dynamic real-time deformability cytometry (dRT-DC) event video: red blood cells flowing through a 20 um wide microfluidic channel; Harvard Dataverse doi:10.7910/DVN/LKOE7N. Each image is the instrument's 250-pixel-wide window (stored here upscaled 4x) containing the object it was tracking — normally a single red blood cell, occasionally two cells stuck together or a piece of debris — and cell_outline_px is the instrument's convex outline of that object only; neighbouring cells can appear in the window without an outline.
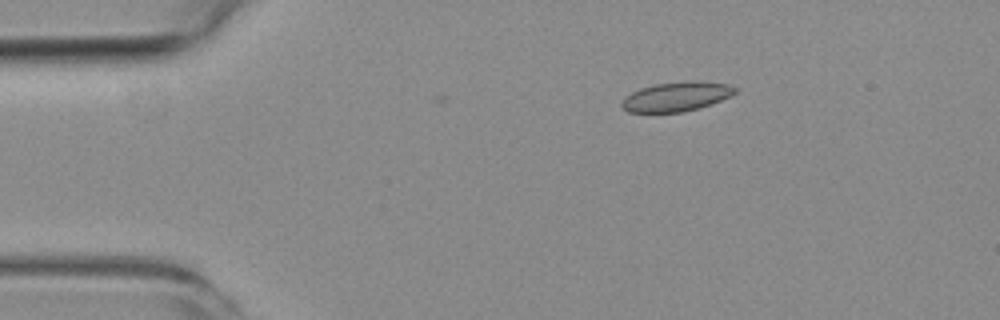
{"species": "common noctule bat (a hibernating species)", "species_latin": "Nyctalus noctula", "temperature_condition": "room temperature", "stored_images_in_passage": 6, "camera_frame_rate_fps": 3000, "um_per_image_px": 0.085, "animal": {"sex": "female", "body_mass_g": 19.3, "forearm_length_mm": 54.1}, "frame": {"image": 1, "passage_image": 2, "time_ms": 1.333, "image_size_px": [1000, 320], "cell_outline_px": [[736, 92], [720, 100], [700, 108], [680, 112], [628, 112], [620, 104], [624, 96], [640, 88], [656, 84], [728, 84], [736, 88]], "centroid_in_image_um": [57.38, 8.27], "position_along_channel_um": 27.6, "area_um2": 18.21}}
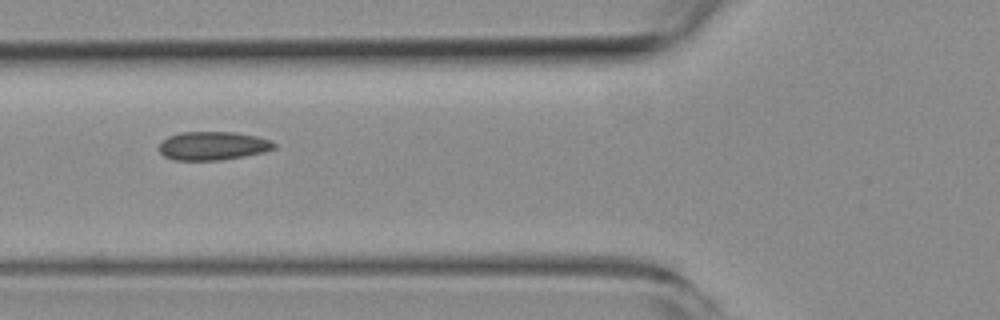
{"frame": {"image": 2, "passage_image": 5, "time_ms": 5.0, "image_size_px": [1000, 320], "cell_outline_px": [[276, 148], [264, 152], [244, 156], [220, 160], [172, 160], [164, 156], [160, 152], [160, 140], [168, 136], [180, 132], [236, 132], [256, 136], [272, 140], [276, 144]], "centroid_in_image_um": [18.09, 12.39], "position_along_channel_um": 107.7, "area_um2": 19.31}}
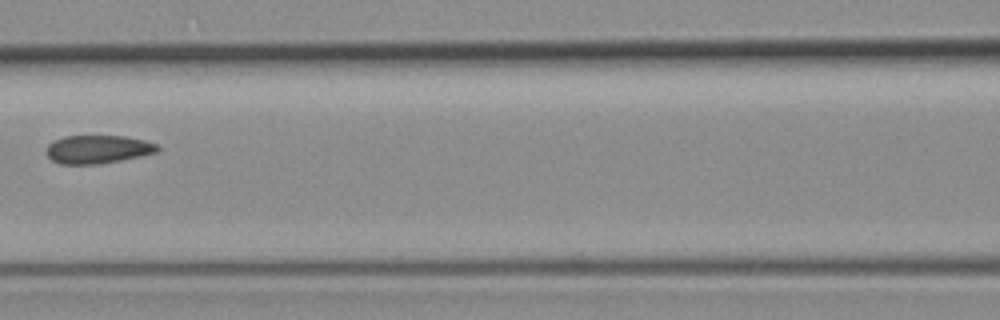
{"frame": {"image": 3, "passage_image": 6, "time_ms": 6.333, "image_size_px": [1000, 320], "cell_outline_px": [[160, 148], [156, 152], [140, 156], [100, 164], [60, 164], [52, 160], [48, 156], [48, 144], [52, 140], [64, 136], [124, 136], [144, 140], [156, 144]], "centroid_in_image_um": [8.3, 12.69], "position_along_channel_um": 158.3, "area_um2": 18.21}}